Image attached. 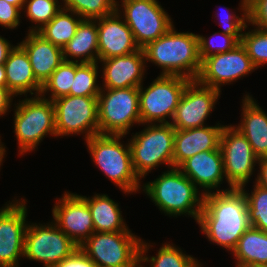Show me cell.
Returning <instances> with one entry per match:
<instances>
[{
  "label": "cell",
  "mask_w": 267,
  "mask_h": 267,
  "mask_svg": "<svg viewBox=\"0 0 267 267\" xmlns=\"http://www.w3.org/2000/svg\"><path fill=\"white\" fill-rule=\"evenodd\" d=\"M197 223L208 241L232 253L240 237L251 226L243 190L227 188L205 194Z\"/></svg>",
  "instance_id": "cell-1"
},
{
  "label": "cell",
  "mask_w": 267,
  "mask_h": 267,
  "mask_svg": "<svg viewBox=\"0 0 267 267\" xmlns=\"http://www.w3.org/2000/svg\"><path fill=\"white\" fill-rule=\"evenodd\" d=\"M197 35L188 31L178 32L173 26L143 48L146 63L160 67V75L196 80L201 68Z\"/></svg>",
  "instance_id": "cell-2"
},
{
  "label": "cell",
  "mask_w": 267,
  "mask_h": 267,
  "mask_svg": "<svg viewBox=\"0 0 267 267\" xmlns=\"http://www.w3.org/2000/svg\"><path fill=\"white\" fill-rule=\"evenodd\" d=\"M141 188L165 215H188L198 222L204 194L178 168L162 172Z\"/></svg>",
  "instance_id": "cell-3"
},
{
  "label": "cell",
  "mask_w": 267,
  "mask_h": 267,
  "mask_svg": "<svg viewBox=\"0 0 267 267\" xmlns=\"http://www.w3.org/2000/svg\"><path fill=\"white\" fill-rule=\"evenodd\" d=\"M123 137L98 134L85 141L96 166L126 195L138 192L142 185L132 166L129 143L120 142Z\"/></svg>",
  "instance_id": "cell-4"
},
{
  "label": "cell",
  "mask_w": 267,
  "mask_h": 267,
  "mask_svg": "<svg viewBox=\"0 0 267 267\" xmlns=\"http://www.w3.org/2000/svg\"><path fill=\"white\" fill-rule=\"evenodd\" d=\"M14 105V132L19 155L32 152L46 135L57 137L52 100L38 95L26 97Z\"/></svg>",
  "instance_id": "cell-5"
},
{
  "label": "cell",
  "mask_w": 267,
  "mask_h": 267,
  "mask_svg": "<svg viewBox=\"0 0 267 267\" xmlns=\"http://www.w3.org/2000/svg\"><path fill=\"white\" fill-rule=\"evenodd\" d=\"M175 129L170 123L146 124L129 139L132 166L140 179L161 164L173 168Z\"/></svg>",
  "instance_id": "cell-6"
},
{
  "label": "cell",
  "mask_w": 267,
  "mask_h": 267,
  "mask_svg": "<svg viewBox=\"0 0 267 267\" xmlns=\"http://www.w3.org/2000/svg\"><path fill=\"white\" fill-rule=\"evenodd\" d=\"M97 99L99 134L127 135L133 125H141L139 87L101 88Z\"/></svg>",
  "instance_id": "cell-7"
},
{
  "label": "cell",
  "mask_w": 267,
  "mask_h": 267,
  "mask_svg": "<svg viewBox=\"0 0 267 267\" xmlns=\"http://www.w3.org/2000/svg\"><path fill=\"white\" fill-rule=\"evenodd\" d=\"M140 243L131 231L94 232L79 247L97 267H140Z\"/></svg>",
  "instance_id": "cell-8"
},
{
  "label": "cell",
  "mask_w": 267,
  "mask_h": 267,
  "mask_svg": "<svg viewBox=\"0 0 267 267\" xmlns=\"http://www.w3.org/2000/svg\"><path fill=\"white\" fill-rule=\"evenodd\" d=\"M190 81L180 76L159 75L147 88L142 84L139 87L141 124L145 126L171 123L185 87Z\"/></svg>",
  "instance_id": "cell-9"
},
{
  "label": "cell",
  "mask_w": 267,
  "mask_h": 267,
  "mask_svg": "<svg viewBox=\"0 0 267 267\" xmlns=\"http://www.w3.org/2000/svg\"><path fill=\"white\" fill-rule=\"evenodd\" d=\"M120 3L117 1V13L132 31L140 49L174 26L171 17L157 0H121Z\"/></svg>",
  "instance_id": "cell-10"
},
{
  "label": "cell",
  "mask_w": 267,
  "mask_h": 267,
  "mask_svg": "<svg viewBox=\"0 0 267 267\" xmlns=\"http://www.w3.org/2000/svg\"><path fill=\"white\" fill-rule=\"evenodd\" d=\"M53 105L57 137L85 134L87 140L99 134L97 97L66 95Z\"/></svg>",
  "instance_id": "cell-11"
},
{
  "label": "cell",
  "mask_w": 267,
  "mask_h": 267,
  "mask_svg": "<svg viewBox=\"0 0 267 267\" xmlns=\"http://www.w3.org/2000/svg\"><path fill=\"white\" fill-rule=\"evenodd\" d=\"M78 247L53 221L46 225L32 223L27 226L24 257L39 261L44 267H53Z\"/></svg>",
  "instance_id": "cell-12"
},
{
  "label": "cell",
  "mask_w": 267,
  "mask_h": 267,
  "mask_svg": "<svg viewBox=\"0 0 267 267\" xmlns=\"http://www.w3.org/2000/svg\"><path fill=\"white\" fill-rule=\"evenodd\" d=\"M219 147L229 188L246 186L259 159L246 137L234 125H225L221 132Z\"/></svg>",
  "instance_id": "cell-13"
},
{
  "label": "cell",
  "mask_w": 267,
  "mask_h": 267,
  "mask_svg": "<svg viewBox=\"0 0 267 267\" xmlns=\"http://www.w3.org/2000/svg\"><path fill=\"white\" fill-rule=\"evenodd\" d=\"M256 69L240 42L228 52L214 54L203 59L196 81L201 85L221 91L222 85H229Z\"/></svg>",
  "instance_id": "cell-14"
},
{
  "label": "cell",
  "mask_w": 267,
  "mask_h": 267,
  "mask_svg": "<svg viewBox=\"0 0 267 267\" xmlns=\"http://www.w3.org/2000/svg\"><path fill=\"white\" fill-rule=\"evenodd\" d=\"M20 199L9 201L0 209V267H19L20 257H24L29 223L26 221L27 200Z\"/></svg>",
  "instance_id": "cell-15"
},
{
  "label": "cell",
  "mask_w": 267,
  "mask_h": 267,
  "mask_svg": "<svg viewBox=\"0 0 267 267\" xmlns=\"http://www.w3.org/2000/svg\"><path fill=\"white\" fill-rule=\"evenodd\" d=\"M217 89L201 85L196 80H191L185 87L171 125L175 130H187L203 127L207 117L215 109V104L220 97Z\"/></svg>",
  "instance_id": "cell-16"
},
{
  "label": "cell",
  "mask_w": 267,
  "mask_h": 267,
  "mask_svg": "<svg viewBox=\"0 0 267 267\" xmlns=\"http://www.w3.org/2000/svg\"><path fill=\"white\" fill-rule=\"evenodd\" d=\"M53 222L80 246L95 232L93 219L82 195L64 192L52 207Z\"/></svg>",
  "instance_id": "cell-17"
},
{
  "label": "cell",
  "mask_w": 267,
  "mask_h": 267,
  "mask_svg": "<svg viewBox=\"0 0 267 267\" xmlns=\"http://www.w3.org/2000/svg\"><path fill=\"white\" fill-rule=\"evenodd\" d=\"M97 31L98 60L126 56L140 49L132 31L117 11L97 19Z\"/></svg>",
  "instance_id": "cell-18"
},
{
  "label": "cell",
  "mask_w": 267,
  "mask_h": 267,
  "mask_svg": "<svg viewBox=\"0 0 267 267\" xmlns=\"http://www.w3.org/2000/svg\"><path fill=\"white\" fill-rule=\"evenodd\" d=\"M102 63L101 88L119 89L140 87L145 75L146 58L143 49L126 56L98 60Z\"/></svg>",
  "instance_id": "cell-19"
},
{
  "label": "cell",
  "mask_w": 267,
  "mask_h": 267,
  "mask_svg": "<svg viewBox=\"0 0 267 267\" xmlns=\"http://www.w3.org/2000/svg\"><path fill=\"white\" fill-rule=\"evenodd\" d=\"M178 169L186 175L203 194L225 191L219 186L225 177L223 156L220 147L216 150L199 152L185 160ZM214 189V190H213Z\"/></svg>",
  "instance_id": "cell-20"
},
{
  "label": "cell",
  "mask_w": 267,
  "mask_h": 267,
  "mask_svg": "<svg viewBox=\"0 0 267 267\" xmlns=\"http://www.w3.org/2000/svg\"><path fill=\"white\" fill-rule=\"evenodd\" d=\"M225 125L196 127L175 130L173 144V168H178L185 160L199 152L216 150L220 146V136Z\"/></svg>",
  "instance_id": "cell-21"
},
{
  "label": "cell",
  "mask_w": 267,
  "mask_h": 267,
  "mask_svg": "<svg viewBox=\"0 0 267 267\" xmlns=\"http://www.w3.org/2000/svg\"><path fill=\"white\" fill-rule=\"evenodd\" d=\"M18 44L27 53L36 80L43 84L54 70L64 61L62 48L53 45L37 32H29Z\"/></svg>",
  "instance_id": "cell-22"
},
{
  "label": "cell",
  "mask_w": 267,
  "mask_h": 267,
  "mask_svg": "<svg viewBox=\"0 0 267 267\" xmlns=\"http://www.w3.org/2000/svg\"><path fill=\"white\" fill-rule=\"evenodd\" d=\"M244 96L242 120L234 127L246 137L258 158L267 157V114L249 93Z\"/></svg>",
  "instance_id": "cell-23"
},
{
  "label": "cell",
  "mask_w": 267,
  "mask_h": 267,
  "mask_svg": "<svg viewBox=\"0 0 267 267\" xmlns=\"http://www.w3.org/2000/svg\"><path fill=\"white\" fill-rule=\"evenodd\" d=\"M4 66L6 70L7 88L15 96L24 94L27 97L28 93L31 96L41 94L42 85L36 80L29 57L19 44L10 52Z\"/></svg>",
  "instance_id": "cell-24"
},
{
  "label": "cell",
  "mask_w": 267,
  "mask_h": 267,
  "mask_svg": "<svg viewBox=\"0 0 267 267\" xmlns=\"http://www.w3.org/2000/svg\"><path fill=\"white\" fill-rule=\"evenodd\" d=\"M62 52L65 61L98 62L97 19H82L75 36L63 47Z\"/></svg>",
  "instance_id": "cell-25"
},
{
  "label": "cell",
  "mask_w": 267,
  "mask_h": 267,
  "mask_svg": "<svg viewBox=\"0 0 267 267\" xmlns=\"http://www.w3.org/2000/svg\"><path fill=\"white\" fill-rule=\"evenodd\" d=\"M90 209L95 232L131 231L125 223L119 204L106 194L82 196Z\"/></svg>",
  "instance_id": "cell-26"
},
{
  "label": "cell",
  "mask_w": 267,
  "mask_h": 267,
  "mask_svg": "<svg viewBox=\"0 0 267 267\" xmlns=\"http://www.w3.org/2000/svg\"><path fill=\"white\" fill-rule=\"evenodd\" d=\"M236 264L267 265V233L250 226L232 251Z\"/></svg>",
  "instance_id": "cell-27"
},
{
  "label": "cell",
  "mask_w": 267,
  "mask_h": 267,
  "mask_svg": "<svg viewBox=\"0 0 267 267\" xmlns=\"http://www.w3.org/2000/svg\"><path fill=\"white\" fill-rule=\"evenodd\" d=\"M153 245L146 243L141 239L140 243V267H145L142 264L150 263V267H202L191 255H186L181 248L173 243H164L158 249L156 256H148V250ZM148 256V257H147ZM150 257V258H149Z\"/></svg>",
  "instance_id": "cell-28"
},
{
  "label": "cell",
  "mask_w": 267,
  "mask_h": 267,
  "mask_svg": "<svg viewBox=\"0 0 267 267\" xmlns=\"http://www.w3.org/2000/svg\"><path fill=\"white\" fill-rule=\"evenodd\" d=\"M69 12V13H68ZM82 18L66 9H61L55 17L37 31L44 39L63 49V47L75 36L76 30Z\"/></svg>",
  "instance_id": "cell-29"
},
{
  "label": "cell",
  "mask_w": 267,
  "mask_h": 267,
  "mask_svg": "<svg viewBox=\"0 0 267 267\" xmlns=\"http://www.w3.org/2000/svg\"><path fill=\"white\" fill-rule=\"evenodd\" d=\"M98 62H75V77L70 89L72 96L98 97L101 84L98 79Z\"/></svg>",
  "instance_id": "cell-30"
},
{
  "label": "cell",
  "mask_w": 267,
  "mask_h": 267,
  "mask_svg": "<svg viewBox=\"0 0 267 267\" xmlns=\"http://www.w3.org/2000/svg\"><path fill=\"white\" fill-rule=\"evenodd\" d=\"M75 77V61H63L43 84L41 96L49 100L70 95L71 85ZM49 93V97L46 94Z\"/></svg>",
  "instance_id": "cell-31"
},
{
  "label": "cell",
  "mask_w": 267,
  "mask_h": 267,
  "mask_svg": "<svg viewBox=\"0 0 267 267\" xmlns=\"http://www.w3.org/2000/svg\"><path fill=\"white\" fill-rule=\"evenodd\" d=\"M63 9L73 11L82 19L96 20L115 13L117 0H62Z\"/></svg>",
  "instance_id": "cell-32"
},
{
  "label": "cell",
  "mask_w": 267,
  "mask_h": 267,
  "mask_svg": "<svg viewBox=\"0 0 267 267\" xmlns=\"http://www.w3.org/2000/svg\"><path fill=\"white\" fill-rule=\"evenodd\" d=\"M58 0H24L23 10L26 17L35 24L29 32H37L50 22L63 8Z\"/></svg>",
  "instance_id": "cell-33"
},
{
  "label": "cell",
  "mask_w": 267,
  "mask_h": 267,
  "mask_svg": "<svg viewBox=\"0 0 267 267\" xmlns=\"http://www.w3.org/2000/svg\"><path fill=\"white\" fill-rule=\"evenodd\" d=\"M251 194L241 187L248 202L249 222L251 226L267 233V189L255 183Z\"/></svg>",
  "instance_id": "cell-34"
},
{
  "label": "cell",
  "mask_w": 267,
  "mask_h": 267,
  "mask_svg": "<svg viewBox=\"0 0 267 267\" xmlns=\"http://www.w3.org/2000/svg\"><path fill=\"white\" fill-rule=\"evenodd\" d=\"M241 44L255 67L267 65V31L255 27L254 30L243 31Z\"/></svg>",
  "instance_id": "cell-35"
},
{
  "label": "cell",
  "mask_w": 267,
  "mask_h": 267,
  "mask_svg": "<svg viewBox=\"0 0 267 267\" xmlns=\"http://www.w3.org/2000/svg\"><path fill=\"white\" fill-rule=\"evenodd\" d=\"M197 37L201 61L211 55L228 52L240 43L233 35L224 34L220 31L213 33L210 38L200 34Z\"/></svg>",
  "instance_id": "cell-36"
},
{
  "label": "cell",
  "mask_w": 267,
  "mask_h": 267,
  "mask_svg": "<svg viewBox=\"0 0 267 267\" xmlns=\"http://www.w3.org/2000/svg\"><path fill=\"white\" fill-rule=\"evenodd\" d=\"M240 10L243 13L240 16H237L235 13L229 10L227 13L220 14V17L216 15L219 19L220 26L222 25L223 31H221L224 34L233 35L239 42H241L243 32L246 31V28L249 26L248 24V0H241L240 1ZM227 11V10H226ZM231 11V13H230ZM219 12V11H218ZM220 12H223L220 11ZM248 24V25H247Z\"/></svg>",
  "instance_id": "cell-37"
},
{
  "label": "cell",
  "mask_w": 267,
  "mask_h": 267,
  "mask_svg": "<svg viewBox=\"0 0 267 267\" xmlns=\"http://www.w3.org/2000/svg\"><path fill=\"white\" fill-rule=\"evenodd\" d=\"M248 23L267 31V0H248Z\"/></svg>",
  "instance_id": "cell-38"
},
{
  "label": "cell",
  "mask_w": 267,
  "mask_h": 267,
  "mask_svg": "<svg viewBox=\"0 0 267 267\" xmlns=\"http://www.w3.org/2000/svg\"><path fill=\"white\" fill-rule=\"evenodd\" d=\"M21 10L5 0H0V25L6 29H15L20 25Z\"/></svg>",
  "instance_id": "cell-39"
},
{
  "label": "cell",
  "mask_w": 267,
  "mask_h": 267,
  "mask_svg": "<svg viewBox=\"0 0 267 267\" xmlns=\"http://www.w3.org/2000/svg\"><path fill=\"white\" fill-rule=\"evenodd\" d=\"M53 267H97V265L78 247L70 256Z\"/></svg>",
  "instance_id": "cell-40"
},
{
  "label": "cell",
  "mask_w": 267,
  "mask_h": 267,
  "mask_svg": "<svg viewBox=\"0 0 267 267\" xmlns=\"http://www.w3.org/2000/svg\"><path fill=\"white\" fill-rule=\"evenodd\" d=\"M15 95L7 88L0 87V117L9 112Z\"/></svg>",
  "instance_id": "cell-41"
},
{
  "label": "cell",
  "mask_w": 267,
  "mask_h": 267,
  "mask_svg": "<svg viewBox=\"0 0 267 267\" xmlns=\"http://www.w3.org/2000/svg\"><path fill=\"white\" fill-rule=\"evenodd\" d=\"M258 173L255 182L264 189H267V157H262L258 159Z\"/></svg>",
  "instance_id": "cell-42"
},
{
  "label": "cell",
  "mask_w": 267,
  "mask_h": 267,
  "mask_svg": "<svg viewBox=\"0 0 267 267\" xmlns=\"http://www.w3.org/2000/svg\"><path fill=\"white\" fill-rule=\"evenodd\" d=\"M15 46L0 35V64H4Z\"/></svg>",
  "instance_id": "cell-43"
},
{
  "label": "cell",
  "mask_w": 267,
  "mask_h": 267,
  "mask_svg": "<svg viewBox=\"0 0 267 267\" xmlns=\"http://www.w3.org/2000/svg\"><path fill=\"white\" fill-rule=\"evenodd\" d=\"M0 87H7L6 70L4 64H0Z\"/></svg>",
  "instance_id": "cell-44"
},
{
  "label": "cell",
  "mask_w": 267,
  "mask_h": 267,
  "mask_svg": "<svg viewBox=\"0 0 267 267\" xmlns=\"http://www.w3.org/2000/svg\"><path fill=\"white\" fill-rule=\"evenodd\" d=\"M6 2L17 6L21 11H23V5H24V0H5Z\"/></svg>",
  "instance_id": "cell-45"
},
{
  "label": "cell",
  "mask_w": 267,
  "mask_h": 267,
  "mask_svg": "<svg viewBox=\"0 0 267 267\" xmlns=\"http://www.w3.org/2000/svg\"><path fill=\"white\" fill-rule=\"evenodd\" d=\"M5 154H6V148H5L4 144L1 143V139H0V167L3 163V158H4Z\"/></svg>",
  "instance_id": "cell-46"
},
{
  "label": "cell",
  "mask_w": 267,
  "mask_h": 267,
  "mask_svg": "<svg viewBox=\"0 0 267 267\" xmlns=\"http://www.w3.org/2000/svg\"><path fill=\"white\" fill-rule=\"evenodd\" d=\"M236 267H267V265H262V264H236Z\"/></svg>",
  "instance_id": "cell-47"
}]
</instances>
